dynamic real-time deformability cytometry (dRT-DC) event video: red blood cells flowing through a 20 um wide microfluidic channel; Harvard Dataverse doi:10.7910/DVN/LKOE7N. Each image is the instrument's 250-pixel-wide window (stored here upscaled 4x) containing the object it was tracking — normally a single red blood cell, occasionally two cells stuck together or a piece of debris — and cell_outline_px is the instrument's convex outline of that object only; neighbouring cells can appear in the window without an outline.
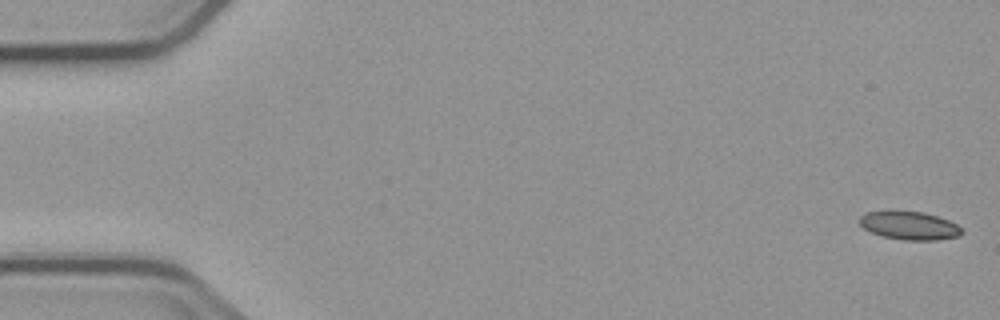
{"species": "common noctule bat (a hibernating species)", "species_latin": "Nyctalus noctula", "temperature_condition": "cold", "stored_images_in_passage": 5, "camera_frame_rate_fps": 3000, "um_per_image_px": 0.085, "animal": {"sex": "male", "body_mass_g": 23.1, "forearm_length_mm": 52.7}, "frame": {"image": 1, "passage_image": 1, "time_ms": 0.0, "image_size_px": [1000, 320], "cell_outline_px": [[964, 232], [960, 236], [936, 240], [904, 240], [880, 236], [864, 228], [860, 224], [860, 216], [868, 212], [888, 208], [892, 208], [924, 212], [948, 220], [956, 224]], "centroid_in_image_um": [77.26, 19.13], "position_along_channel_um": 7.7, "area_um2": 17.4}}
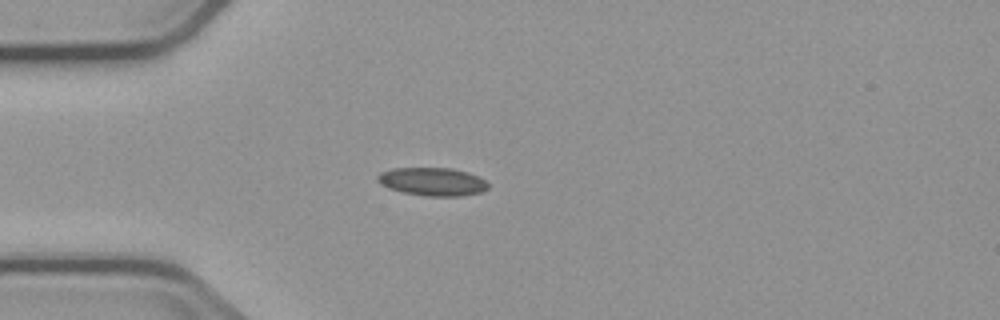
{"frame": {"image": 2, "passage_image": 5, "time_ms": 4.667, "image_size_px": [1000, 320], "cell_outline_px": [[488, 188], [480, 192], [460, 196], [424, 196], [404, 192], [388, 188], [380, 184], [376, 180], [376, 176], [380, 172], [392, 168], [452, 168], [468, 172], [480, 176], [488, 184]], "centroid_in_image_um": [36.74, 15.43], "position_along_channel_um": 48.3, "area_um2": 18.26}}